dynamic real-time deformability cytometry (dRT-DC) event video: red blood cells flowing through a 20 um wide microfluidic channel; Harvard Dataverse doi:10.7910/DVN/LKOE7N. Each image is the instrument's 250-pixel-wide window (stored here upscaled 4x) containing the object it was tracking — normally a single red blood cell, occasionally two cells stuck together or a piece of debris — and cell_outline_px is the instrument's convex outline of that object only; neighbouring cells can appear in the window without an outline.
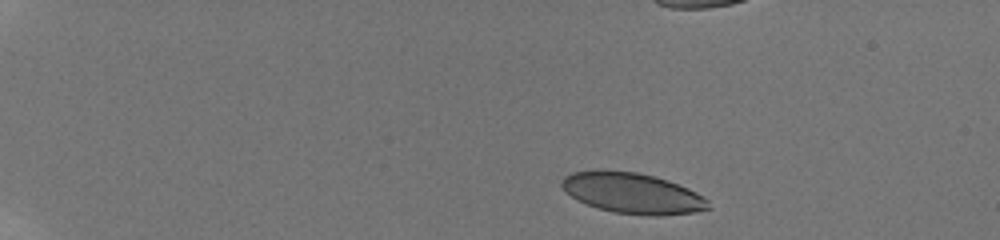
{"species": "human", "species_latin": "Homo sapiens", "temperature_condition": "room temperature", "stored_images_in_passage": 8, "camera_frame_rate_fps": 3000, "um_per_image_px": 0.085, "donor": {"sex": "male"}, "frame": {"image": 1, "passage_image": 1, "time_ms": 0.0, "image_size_px": [1000, 240], "cell_outline_px": [[712, 208], [692, 212], [656, 216], [612, 212], [576, 200], [560, 184], [560, 180], [564, 176], [572, 172], [636, 172], [656, 176], [668, 180], [688, 188], [704, 196], [708, 200]], "centroid_in_image_um": [53.82, 16.44], "position_along_channel_um": 31.2, "area_um2": 34.1}}